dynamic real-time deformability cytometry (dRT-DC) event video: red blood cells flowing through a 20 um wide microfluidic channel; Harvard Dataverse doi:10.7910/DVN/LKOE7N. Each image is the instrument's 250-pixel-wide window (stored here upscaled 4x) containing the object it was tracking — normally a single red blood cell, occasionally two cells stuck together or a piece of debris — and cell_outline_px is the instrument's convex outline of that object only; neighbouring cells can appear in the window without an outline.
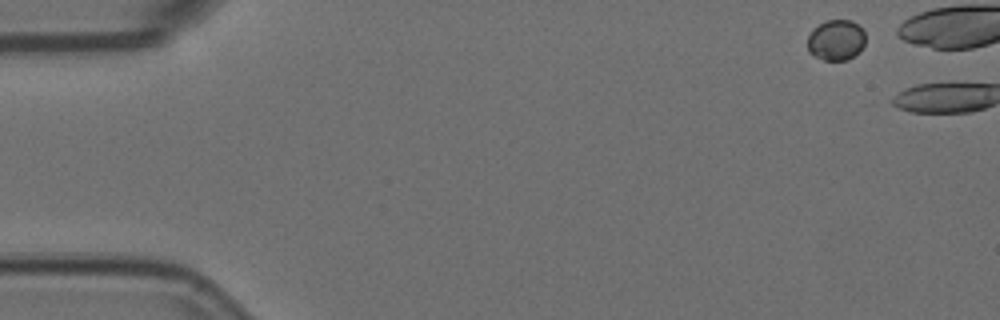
{"species": "Egyptian fruit bat (a non-hibernating species)", "species_latin": "Rousettus aegyptiacus", "temperature_condition": "room temperature", "stored_images_in_passage": 2, "camera_frame_rate_fps": 3000, "um_per_image_px": 0.085, "animal": {"sex": "female"}, "frame": {"image": 1, "passage_image": 1, "time_ms": 0.0, "image_size_px": [1000, 320], "cell_outline_px": [[864, 44], [860, 52], [848, 60], [824, 60], [808, 52], [808, 36], [824, 20], [852, 20], [864, 32]], "centroid_in_image_um": [71.08, 3.42], "position_along_channel_um": 13.9, "area_um2": 13.58}}